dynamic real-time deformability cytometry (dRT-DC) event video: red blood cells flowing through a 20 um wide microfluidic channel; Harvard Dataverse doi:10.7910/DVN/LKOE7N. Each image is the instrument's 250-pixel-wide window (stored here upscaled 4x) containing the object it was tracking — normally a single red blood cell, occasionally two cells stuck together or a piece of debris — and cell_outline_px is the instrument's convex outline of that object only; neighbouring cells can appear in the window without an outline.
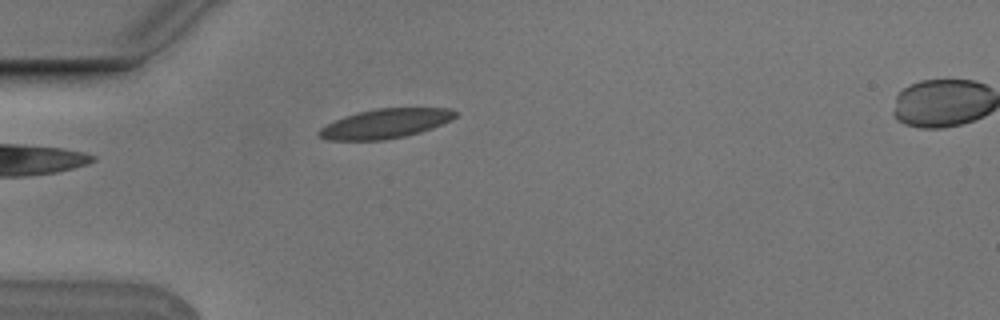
{"species": "Egyptian fruit bat (a non-hibernating species)", "species_latin": "Rousettus aegyptiacus", "temperature_condition": "cold", "stored_images_in_passage": 2, "segment_of_instrument_passage": [1, 2], "camera_frame_rate_fps": 3000, "um_per_image_px": 0.085, "animal": {"sex": "male"}, "frame": {"image": 1, "passage_image": 1, "time_ms": 0.0, "image_size_px": [1000, 320], "cell_outline_px": [[456, 116], [452, 120], [432, 128], [420, 132], [404, 136], [384, 140], [328, 140], [320, 136], [316, 132], [320, 128], [344, 116], [356, 112], [376, 108], [448, 108], [456, 112]], "centroid_in_image_um": [32.75, 10.5], "position_along_channel_um": 52.2, "area_um2": 23.29}}